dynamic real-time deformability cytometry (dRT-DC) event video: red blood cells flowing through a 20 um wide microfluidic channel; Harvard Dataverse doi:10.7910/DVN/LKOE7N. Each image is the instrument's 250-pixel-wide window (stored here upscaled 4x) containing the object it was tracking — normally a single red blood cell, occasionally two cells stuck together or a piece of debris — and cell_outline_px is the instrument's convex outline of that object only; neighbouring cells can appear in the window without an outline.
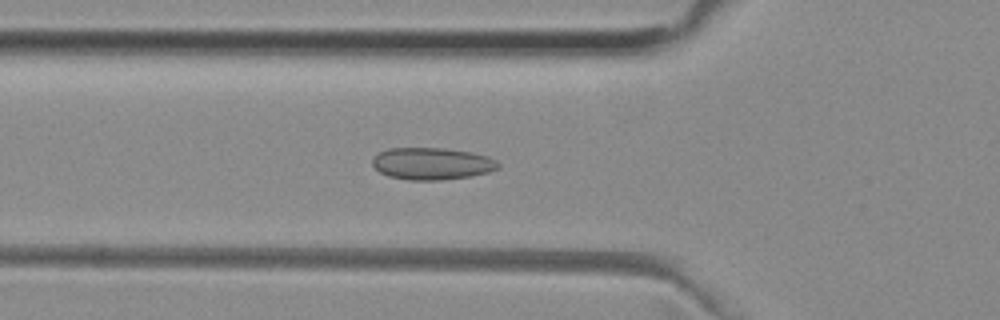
{"species": "common noctule bat (a hibernating species)", "species_latin": "Nyctalus noctula", "temperature_condition": "room temperature", "stored_images_in_passage": 52, "camera_frame_rate_fps": 3000, "um_per_image_px": 0.085, "animal": {"sex": "female", "body_mass_g": 29.2, "forearm_length_mm": 56.3}, "frame": {"image": 1, "passage_image": 18, "time_ms": 5.667, "image_size_px": [1000, 320], "cell_outline_px": [[500, 168], [488, 172], [468, 176], [440, 180], [408, 180], [388, 176], [380, 172], [372, 164], [372, 156], [388, 148], [448, 148], [472, 152], [488, 156], [496, 160], [500, 164]], "centroid_in_image_um": [36.71, 13.9], "position_along_channel_um": 89.1, "area_um2": 23.64}}
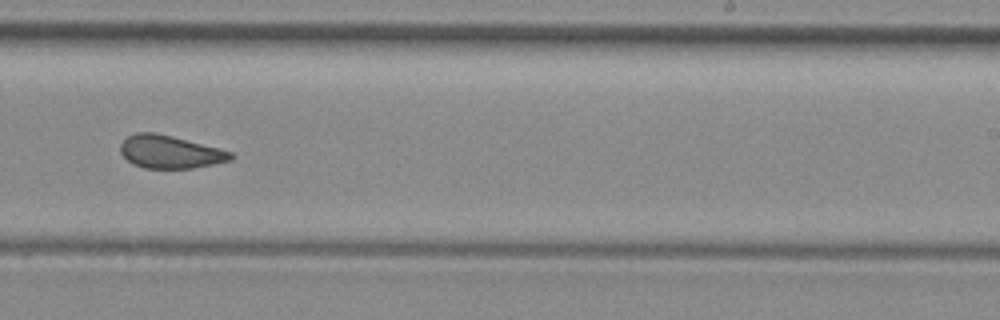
{"frame": {"image": 2, "passage_image": 32, "time_ms": 10.333, "image_size_px": [1000, 320], "cell_outline_px": [[232, 160], [192, 168], [144, 168], [132, 164], [120, 152], [120, 144], [128, 136], [136, 132], [156, 132], [172, 136], [232, 152]], "centroid_in_image_um": [14.41, 12.91], "position_along_channel_um": 274.6, "area_um2": 20.92}}
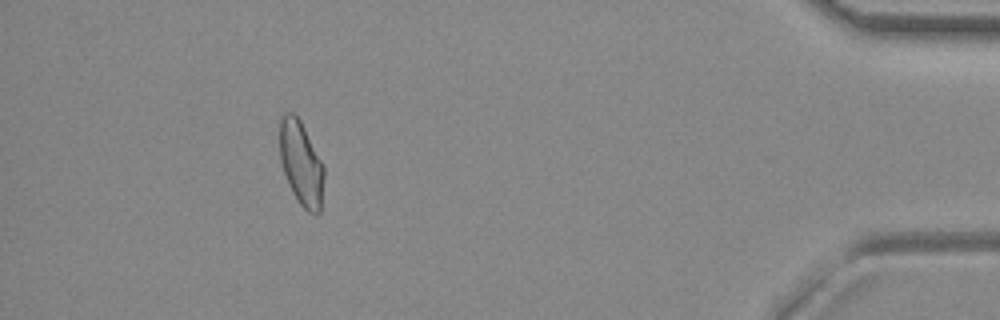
{"frame": {"image": 3, "passage_image": 47, "time_ms": 15.333, "image_size_px": [1000, 320], "cell_outline_px": [[324, 176], [320, 212], [316, 216], [308, 212], [300, 204], [292, 192], [288, 184], [280, 160], [280, 116], [284, 112], [292, 112], [300, 120], [324, 168]], "centroid_in_image_um": [25.58, 13.91], "position_along_channel_um": 409.6, "area_um2": 21.56}, "authors_computed_cell_mechanics": {"area_um2": 22.3397, "velocity_mm_per_s": 3.9734, "shape_relaxation_time_tau1_ms": null, "shape_relaxation_time_tau2_ms": 1.66, "deformation_change_tau1": null, "deformation_change_tau2": 0.0668}}